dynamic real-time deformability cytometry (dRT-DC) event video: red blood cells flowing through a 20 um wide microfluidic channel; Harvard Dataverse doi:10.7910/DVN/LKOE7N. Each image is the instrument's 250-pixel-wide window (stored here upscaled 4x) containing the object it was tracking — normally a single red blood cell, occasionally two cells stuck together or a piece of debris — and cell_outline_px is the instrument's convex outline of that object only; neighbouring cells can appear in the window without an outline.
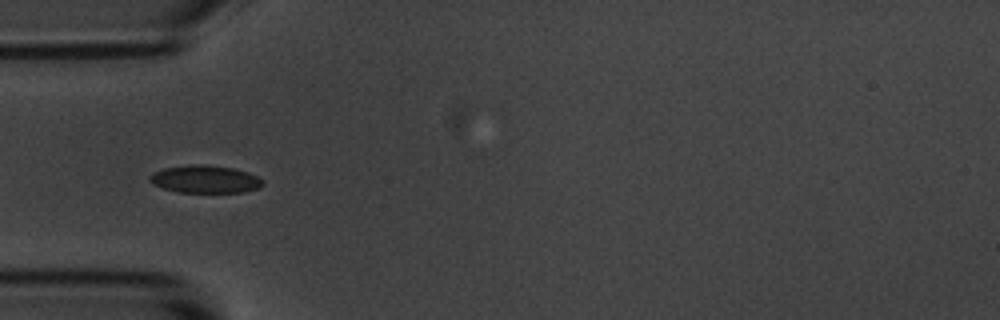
{"species": "common noctule bat (a hibernating species)", "species_latin": "Nyctalus noctula", "temperature_condition": "room temperature", "stored_images_in_passage": 7, "camera_frame_rate_fps": 3000, "um_per_image_px": 0.085, "animal": {"sex": "male", "body_mass_g": 20.1, "forearm_length_mm": 53.5}, "frame": {"image": 1, "passage_image": 5, "time_ms": 4.667, "image_size_px": [1000, 320], "cell_outline_px": [[264, 184], [260, 188], [244, 192], [176, 192], [160, 188], [152, 184], [148, 180], [148, 176], [152, 172], [164, 168], [192, 164], [204, 164], [232, 168], [248, 172], [264, 180]], "centroid_in_image_um": [17.4, 15.23], "position_along_channel_um": 67.6, "area_um2": 18.5}}
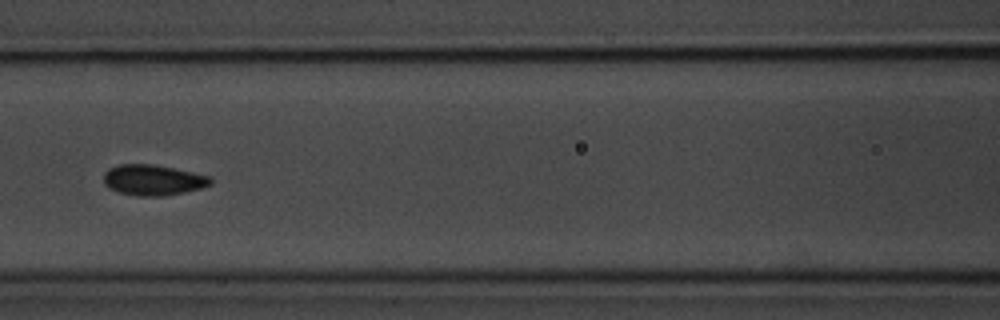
{"frame": {"image": 2, "passage_image": 7, "time_ms": 7.0, "image_size_px": [1000, 320], "cell_outline_px": [[212, 184], [200, 188], [184, 192], [164, 196], [136, 196], [120, 192], [108, 188], [104, 184], [104, 172], [108, 168], [120, 164], [152, 164], [212, 176]], "centroid_in_image_um": [13.0, 15.3], "position_along_channel_um": 153.6, "area_um2": 19.13}}